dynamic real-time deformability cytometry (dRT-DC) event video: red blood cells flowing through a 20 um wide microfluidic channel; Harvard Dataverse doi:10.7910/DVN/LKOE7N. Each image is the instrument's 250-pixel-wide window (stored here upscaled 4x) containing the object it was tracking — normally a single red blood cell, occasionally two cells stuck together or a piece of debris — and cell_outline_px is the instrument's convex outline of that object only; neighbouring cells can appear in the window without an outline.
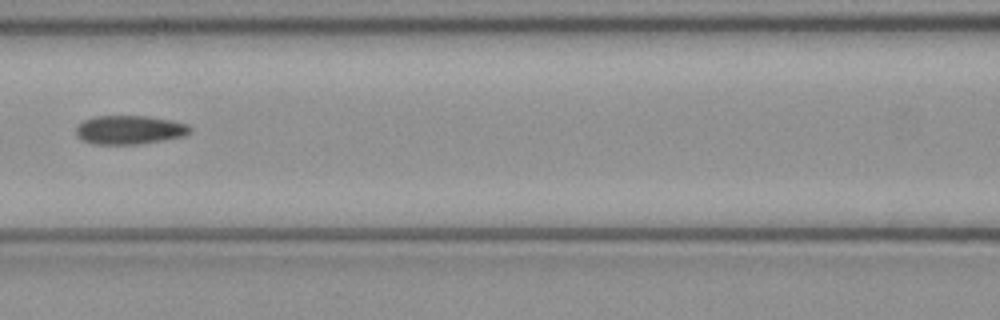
{"species": "common noctule bat (a hibernating species)", "species_latin": "Nyctalus noctula", "temperature_condition": "cold", "stored_images_in_passage": 5, "camera_frame_rate_fps": 3000, "um_per_image_px": 0.085, "animal": {"sex": "female", "body_mass_g": 21.9}, "frame": {"image": 1, "passage_image": 5, "time_ms": 1.333, "image_size_px": [1000, 320], "cell_outline_px": [[192, 132], [184, 136], [140, 144], [96, 144], [84, 140], [76, 132], [76, 128], [84, 120], [96, 116], [148, 116], [172, 120], [188, 124], [192, 128]], "centroid_in_image_um": [11.08, 11.03], "position_along_channel_um": 155.5, "area_um2": 19.02}}